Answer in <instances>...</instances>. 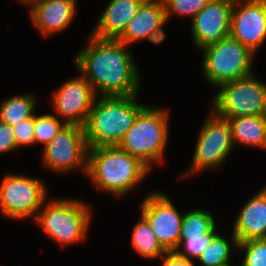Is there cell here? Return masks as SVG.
Wrapping results in <instances>:
<instances>
[{"label":"cell","mask_w":266,"mask_h":266,"mask_svg":"<svg viewBox=\"0 0 266 266\" xmlns=\"http://www.w3.org/2000/svg\"><path fill=\"white\" fill-rule=\"evenodd\" d=\"M15 135L16 146L35 145L34 139V115L31 118L21 120L12 126Z\"/></svg>","instance_id":"obj_28"},{"label":"cell","mask_w":266,"mask_h":266,"mask_svg":"<svg viewBox=\"0 0 266 266\" xmlns=\"http://www.w3.org/2000/svg\"><path fill=\"white\" fill-rule=\"evenodd\" d=\"M150 168L118 146L88 150L87 173L95 188L122 197L145 179Z\"/></svg>","instance_id":"obj_2"},{"label":"cell","mask_w":266,"mask_h":266,"mask_svg":"<svg viewBox=\"0 0 266 266\" xmlns=\"http://www.w3.org/2000/svg\"><path fill=\"white\" fill-rule=\"evenodd\" d=\"M161 260H163V266H195L193 260H189L176 251H167Z\"/></svg>","instance_id":"obj_30"},{"label":"cell","mask_w":266,"mask_h":266,"mask_svg":"<svg viewBox=\"0 0 266 266\" xmlns=\"http://www.w3.org/2000/svg\"><path fill=\"white\" fill-rule=\"evenodd\" d=\"M200 50L204 56L203 76L214 87L253 74L252 63L255 54L231 36Z\"/></svg>","instance_id":"obj_6"},{"label":"cell","mask_w":266,"mask_h":266,"mask_svg":"<svg viewBox=\"0 0 266 266\" xmlns=\"http://www.w3.org/2000/svg\"><path fill=\"white\" fill-rule=\"evenodd\" d=\"M254 76L221 84L211 102L212 110L226 119L266 115V85Z\"/></svg>","instance_id":"obj_7"},{"label":"cell","mask_w":266,"mask_h":266,"mask_svg":"<svg viewBox=\"0 0 266 266\" xmlns=\"http://www.w3.org/2000/svg\"><path fill=\"white\" fill-rule=\"evenodd\" d=\"M169 114L167 110L146 105L135 118L118 147L139 158L152 169L164 158L168 141Z\"/></svg>","instance_id":"obj_4"},{"label":"cell","mask_w":266,"mask_h":266,"mask_svg":"<svg viewBox=\"0 0 266 266\" xmlns=\"http://www.w3.org/2000/svg\"><path fill=\"white\" fill-rule=\"evenodd\" d=\"M47 192V187L40 179L6 174L0 183V213L14 220L36 219L46 202Z\"/></svg>","instance_id":"obj_9"},{"label":"cell","mask_w":266,"mask_h":266,"mask_svg":"<svg viewBox=\"0 0 266 266\" xmlns=\"http://www.w3.org/2000/svg\"><path fill=\"white\" fill-rule=\"evenodd\" d=\"M132 230V247L139 255L151 260L162 258L167 252L142 217H140Z\"/></svg>","instance_id":"obj_20"},{"label":"cell","mask_w":266,"mask_h":266,"mask_svg":"<svg viewBox=\"0 0 266 266\" xmlns=\"http://www.w3.org/2000/svg\"><path fill=\"white\" fill-rule=\"evenodd\" d=\"M144 0H111L99 17L91 35L99 39H117L136 15Z\"/></svg>","instance_id":"obj_17"},{"label":"cell","mask_w":266,"mask_h":266,"mask_svg":"<svg viewBox=\"0 0 266 266\" xmlns=\"http://www.w3.org/2000/svg\"><path fill=\"white\" fill-rule=\"evenodd\" d=\"M232 233L238 242L266 239V186L241 207Z\"/></svg>","instance_id":"obj_16"},{"label":"cell","mask_w":266,"mask_h":266,"mask_svg":"<svg viewBox=\"0 0 266 266\" xmlns=\"http://www.w3.org/2000/svg\"><path fill=\"white\" fill-rule=\"evenodd\" d=\"M17 149L12 126L0 120V154Z\"/></svg>","instance_id":"obj_29"},{"label":"cell","mask_w":266,"mask_h":266,"mask_svg":"<svg viewBox=\"0 0 266 266\" xmlns=\"http://www.w3.org/2000/svg\"><path fill=\"white\" fill-rule=\"evenodd\" d=\"M97 95L92 85L80 74L66 80L52 96L55 114L64 119L66 125L84 127Z\"/></svg>","instance_id":"obj_12"},{"label":"cell","mask_w":266,"mask_h":266,"mask_svg":"<svg viewBox=\"0 0 266 266\" xmlns=\"http://www.w3.org/2000/svg\"><path fill=\"white\" fill-rule=\"evenodd\" d=\"M88 144L84 128L78 125H65L48 142L43 151L44 165L57 173L83 169L87 173Z\"/></svg>","instance_id":"obj_10"},{"label":"cell","mask_w":266,"mask_h":266,"mask_svg":"<svg viewBox=\"0 0 266 266\" xmlns=\"http://www.w3.org/2000/svg\"><path fill=\"white\" fill-rule=\"evenodd\" d=\"M215 227L210 233L200 234L195 237H187L181 241L176 248V252L189 260L198 259L202 252L209 246L212 237L217 233ZM183 249V250H182Z\"/></svg>","instance_id":"obj_26"},{"label":"cell","mask_w":266,"mask_h":266,"mask_svg":"<svg viewBox=\"0 0 266 266\" xmlns=\"http://www.w3.org/2000/svg\"><path fill=\"white\" fill-rule=\"evenodd\" d=\"M232 234V242L224 238L223 236L216 233L211 241L209 246L202 252L201 256L198 258V262L202 266H226L230 264L231 253L233 252L231 247L234 246L238 248V240ZM233 244V245H232ZM232 245V246H231Z\"/></svg>","instance_id":"obj_22"},{"label":"cell","mask_w":266,"mask_h":266,"mask_svg":"<svg viewBox=\"0 0 266 266\" xmlns=\"http://www.w3.org/2000/svg\"><path fill=\"white\" fill-rule=\"evenodd\" d=\"M36 100L33 94H23L2 101L0 120L13 126L21 120L31 118L37 105Z\"/></svg>","instance_id":"obj_21"},{"label":"cell","mask_w":266,"mask_h":266,"mask_svg":"<svg viewBox=\"0 0 266 266\" xmlns=\"http://www.w3.org/2000/svg\"><path fill=\"white\" fill-rule=\"evenodd\" d=\"M165 6L166 19H170L172 14L179 16L193 17L200 12L210 0H163Z\"/></svg>","instance_id":"obj_27"},{"label":"cell","mask_w":266,"mask_h":266,"mask_svg":"<svg viewBox=\"0 0 266 266\" xmlns=\"http://www.w3.org/2000/svg\"><path fill=\"white\" fill-rule=\"evenodd\" d=\"M236 144L266 150V115L241 116L228 119Z\"/></svg>","instance_id":"obj_19"},{"label":"cell","mask_w":266,"mask_h":266,"mask_svg":"<svg viewBox=\"0 0 266 266\" xmlns=\"http://www.w3.org/2000/svg\"><path fill=\"white\" fill-rule=\"evenodd\" d=\"M46 202L35 220L50 239L65 246L85 240L91 222L89 205L74 198Z\"/></svg>","instance_id":"obj_5"},{"label":"cell","mask_w":266,"mask_h":266,"mask_svg":"<svg viewBox=\"0 0 266 266\" xmlns=\"http://www.w3.org/2000/svg\"><path fill=\"white\" fill-rule=\"evenodd\" d=\"M240 1L232 7L230 36L256 53L266 39V0Z\"/></svg>","instance_id":"obj_13"},{"label":"cell","mask_w":266,"mask_h":266,"mask_svg":"<svg viewBox=\"0 0 266 266\" xmlns=\"http://www.w3.org/2000/svg\"><path fill=\"white\" fill-rule=\"evenodd\" d=\"M166 20L163 0H144L118 41L129 45L147 39Z\"/></svg>","instance_id":"obj_18"},{"label":"cell","mask_w":266,"mask_h":266,"mask_svg":"<svg viewBox=\"0 0 266 266\" xmlns=\"http://www.w3.org/2000/svg\"><path fill=\"white\" fill-rule=\"evenodd\" d=\"M17 1L20 2L21 4L29 5L35 0H17Z\"/></svg>","instance_id":"obj_32"},{"label":"cell","mask_w":266,"mask_h":266,"mask_svg":"<svg viewBox=\"0 0 266 266\" xmlns=\"http://www.w3.org/2000/svg\"><path fill=\"white\" fill-rule=\"evenodd\" d=\"M30 8L33 25L46 37L70 26L76 12V0H35Z\"/></svg>","instance_id":"obj_15"},{"label":"cell","mask_w":266,"mask_h":266,"mask_svg":"<svg viewBox=\"0 0 266 266\" xmlns=\"http://www.w3.org/2000/svg\"><path fill=\"white\" fill-rule=\"evenodd\" d=\"M166 251H175L184 214L163 192H150L141 202V215Z\"/></svg>","instance_id":"obj_11"},{"label":"cell","mask_w":266,"mask_h":266,"mask_svg":"<svg viewBox=\"0 0 266 266\" xmlns=\"http://www.w3.org/2000/svg\"><path fill=\"white\" fill-rule=\"evenodd\" d=\"M211 212L203 209H195L184 213L179 235V243L187 237H195L200 234L210 233L216 227Z\"/></svg>","instance_id":"obj_23"},{"label":"cell","mask_w":266,"mask_h":266,"mask_svg":"<svg viewBox=\"0 0 266 266\" xmlns=\"http://www.w3.org/2000/svg\"><path fill=\"white\" fill-rule=\"evenodd\" d=\"M234 0H210L191 20V35L198 49L230 36Z\"/></svg>","instance_id":"obj_14"},{"label":"cell","mask_w":266,"mask_h":266,"mask_svg":"<svg viewBox=\"0 0 266 266\" xmlns=\"http://www.w3.org/2000/svg\"><path fill=\"white\" fill-rule=\"evenodd\" d=\"M53 114H34V139L35 143L47 144L66 125L60 122Z\"/></svg>","instance_id":"obj_24"},{"label":"cell","mask_w":266,"mask_h":266,"mask_svg":"<svg viewBox=\"0 0 266 266\" xmlns=\"http://www.w3.org/2000/svg\"><path fill=\"white\" fill-rule=\"evenodd\" d=\"M210 114L200 130L192 164L184 173L185 178L206 169L219 168L235 147L229 120L220 117L213 110Z\"/></svg>","instance_id":"obj_8"},{"label":"cell","mask_w":266,"mask_h":266,"mask_svg":"<svg viewBox=\"0 0 266 266\" xmlns=\"http://www.w3.org/2000/svg\"><path fill=\"white\" fill-rule=\"evenodd\" d=\"M237 249L245 251L241 266H266V239L239 242Z\"/></svg>","instance_id":"obj_25"},{"label":"cell","mask_w":266,"mask_h":266,"mask_svg":"<svg viewBox=\"0 0 266 266\" xmlns=\"http://www.w3.org/2000/svg\"><path fill=\"white\" fill-rule=\"evenodd\" d=\"M127 45L117 39H99L90 34L87 46L75 56L77 71L92 85L95 94H139L141 76Z\"/></svg>","instance_id":"obj_1"},{"label":"cell","mask_w":266,"mask_h":266,"mask_svg":"<svg viewBox=\"0 0 266 266\" xmlns=\"http://www.w3.org/2000/svg\"><path fill=\"white\" fill-rule=\"evenodd\" d=\"M138 94L104 96L95 99L84 133L89 148L118 146L139 112L146 106L138 103Z\"/></svg>","instance_id":"obj_3"},{"label":"cell","mask_w":266,"mask_h":266,"mask_svg":"<svg viewBox=\"0 0 266 266\" xmlns=\"http://www.w3.org/2000/svg\"><path fill=\"white\" fill-rule=\"evenodd\" d=\"M168 19H166L162 24H160L154 32H152L150 35H148L146 40H149L152 43L160 44L162 43L166 38V31H164L163 26L167 24Z\"/></svg>","instance_id":"obj_31"}]
</instances>
